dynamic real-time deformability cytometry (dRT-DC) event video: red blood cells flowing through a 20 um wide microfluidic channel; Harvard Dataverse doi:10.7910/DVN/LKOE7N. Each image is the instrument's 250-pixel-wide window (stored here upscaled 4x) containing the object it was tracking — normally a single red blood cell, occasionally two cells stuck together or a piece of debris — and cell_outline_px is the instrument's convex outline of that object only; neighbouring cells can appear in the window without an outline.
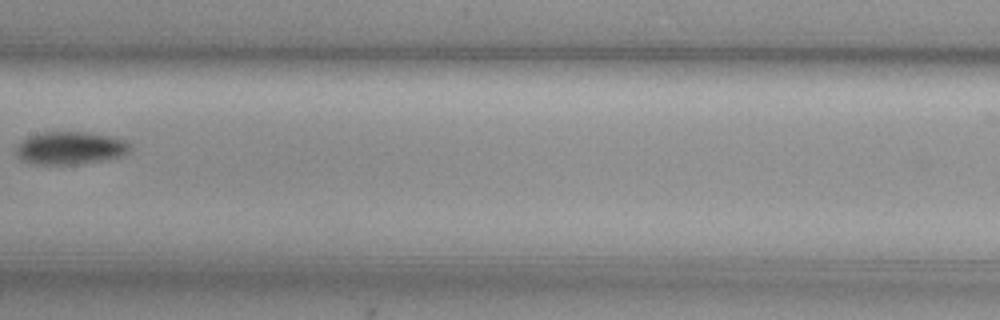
{"species": "common noctule bat (a hibernating species)", "species_latin": "Nyctalus noctula", "temperature_condition": "cold", "stored_images_in_passage": 5, "segment_of_instrument_passage": [2, 2], "camera_frame_rate_fps": 3000, "um_per_image_px": 0.085, "animal": {"sex": "female", "body_mass_g": 29.2, "forearm_length_mm": 56.3}, "frame": {"image": 1, "passage_image": 5, "time_ms": 1.333, "image_size_px": [1000, 320], "cell_outline_px": [[132, 148], [128, 152], [120, 156], [104, 160], [76, 164], [32, 164], [20, 160], [16, 156], [16, 148], [28, 136], [40, 132], [88, 132], [112, 136], [124, 140]], "centroid_in_image_um": [5.95, 12.58], "position_along_channel_um": 201.4, "area_um2": 21.79}}